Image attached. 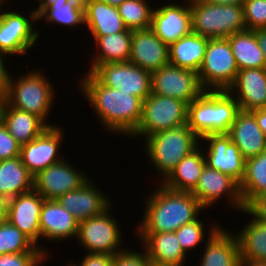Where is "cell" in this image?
<instances>
[{
    "instance_id": "6da1fadb",
    "label": "cell",
    "mask_w": 266,
    "mask_h": 266,
    "mask_svg": "<svg viewBox=\"0 0 266 266\" xmlns=\"http://www.w3.org/2000/svg\"><path fill=\"white\" fill-rule=\"evenodd\" d=\"M78 89L106 132L130 137L140 122L143 100L103 85L91 72L80 77Z\"/></svg>"
},
{
    "instance_id": "7a4b0ae2",
    "label": "cell",
    "mask_w": 266,
    "mask_h": 266,
    "mask_svg": "<svg viewBox=\"0 0 266 266\" xmlns=\"http://www.w3.org/2000/svg\"><path fill=\"white\" fill-rule=\"evenodd\" d=\"M146 194L136 232H175L196 220L205 209L191 192L175 191L159 183Z\"/></svg>"
},
{
    "instance_id": "3957f363",
    "label": "cell",
    "mask_w": 266,
    "mask_h": 266,
    "mask_svg": "<svg viewBox=\"0 0 266 266\" xmlns=\"http://www.w3.org/2000/svg\"><path fill=\"white\" fill-rule=\"evenodd\" d=\"M37 69V70H36ZM8 71L6 85L3 90L4 101L14 108L27 111L41 118L48 126H56L48 121L51 110L55 106L56 93L49 77L42 68H35L19 76ZM45 73V74H44ZM21 75V76H20ZM50 116V117H48Z\"/></svg>"
},
{
    "instance_id": "277c9868",
    "label": "cell",
    "mask_w": 266,
    "mask_h": 266,
    "mask_svg": "<svg viewBox=\"0 0 266 266\" xmlns=\"http://www.w3.org/2000/svg\"><path fill=\"white\" fill-rule=\"evenodd\" d=\"M239 104L227 90H204L187 106V125L201 139L228 134Z\"/></svg>"
},
{
    "instance_id": "5b68a950",
    "label": "cell",
    "mask_w": 266,
    "mask_h": 266,
    "mask_svg": "<svg viewBox=\"0 0 266 266\" xmlns=\"http://www.w3.org/2000/svg\"><path fill=\"white\" fill-rule=\"evenodd\" d=\"M200 138L188 127L187 123L178 127L157 132L144 138L143 149L162 183L176 165L195 150ZM161 178V179H160Z\"/></svg>"
},
{
    "instance_id": "8992f818",
    "label": "cell",
    "mask_w": 266,
    "mask_h": 266,
    "mask_svg": "<svg viewBox=\"0 0 266 266\" xmlns=\"http://www.w3.org/2000/svg\"><path fill=\"white\" fill-rule=\"evenodd\" d=\"M192 32L208 39L228 38L247 30L243 6L190 0Z\"/></svg>"
},
{
    "instance_id": "52a82bcc",
    "label": "cell",
    "mask_w": 266,
    "mask_h": 266,
    "mask_svg": "<svg viewBox=\"0 0 266 266\" xmlns=\"http://www.w3.org/2000/svg\"><path fill=\"white\" fill-rule=\"evenodd\" d=\"M7 2L0 4V53L9 60L13 55L28 56V50L37 46L40 31L35 27L38 20L33 9L26 15L18 9L5 10Z\"/></svg>"
},
{
    "instance_id": "ba28073f",
    "label": "cell",
    "mask_w": 266,
    "mask_h": 266,
    "mask_svg": "<svg viewBox=\"0 0 266 266\" xmlns=\"http://www.w3.org/2000/svg\"><path fill=\"white\" fill-rule=\"evenodd\" d=\"M111 205L101 215L79 222L76 239L85 253L115 255L126 248L120 223L114 218ZM111 212V213H110ZM122 239V240H121Z\"/></svg>"
},
{
    "instance_id": "9c48e42d",
    "label": "cell",
    "mask_w": 266,
    "mask_h": 266,
    "mask_svg": "<svg viewBox=\"0 0 266 266\" xmlns=\"http://www.w3.org/2000/svg\"><path fill=\"white\" fill-rule=\"evenodd\" d=\"M187 104L173 97L151 93L143 100L138 127L129 138H145L187 123Z\"/></svg>"
},
{
    "instance_id": "30bf717a",
    "label": "cell",
    "mask_w": 266,
    "mask_h": 266,
    "mask_svg": "<svg viewBox=\"0 0 266 266\" xmlns=\"http://www.w3.org/2000/svg\"><path fill=\"white\" fill-rule=\"evenodd\" d=\"M239 69L227 38L209 39L203 63L198 70L204 90H227Z\"/></svg>"
},
{
    "instance_id": "8fae6325",
    "label": "cell",
    "mask_w": 266,
    "mask_h": 266,
    "mask_svg": "<svg viewBox=\"0 0 266 266\" xmlns=\"http://www.w3.org/2000/svg\"><path fill=\"white\" fill-rule=\"evenodd\" d=\"M204 89L198 73L168 63L151 73V93L173 97L189 105Z\"/></svg>"
},
{
    "instance_id": "7c38bea8",
    "label": "cell",
    "mask_w": 266,
    "mask_h": 266,
    "mask_svg": "<svg viewBox=\"0 0 266 266\" xmlns=\"http://www.w3.org/2000/svg\"><path fill=\"white\" fill-rule=\"evenodd\" d=\"M204 209L214 207L224 198L232 211L240 212L245 208L239 183L229 175L205 165L196 188L191 192ZM221 199V200H220Z\"/></svg>"
},
{
    "instance_id": "4fadbf2b",
    "label": "cell",
    "mask_w": 266,
    "mask_h": 266,
    "mask_svg": "<svg viewBox=\"0 0 266 266\" xmlns=\"http://www.w3.org/2000/svg\"><path fill=\"white\" fill-rule=\"evenodd\" d=\"M92 74L103 85L142 100L151 94V73L129 61L99 65Z\"/></svg>"
},
{
    "instance_id": "5bb4252c",
    "label": "cell",
    "mask_w": 266,
    "mask_h": 266,
    "mask_svg": "<svg viewBox=\"0 0 266 266\" xmlns=\"http://www.w3.org/2000/svg\"><path fill=\"white\" fill-rule=\"evenodd\" d=\"M68 158L38 172L33 178V189L44 199H58L67 192L79 189L91 177L79 170Z\"/></svg>"
},
{
    "instance_id": "9a60e30c",
    "label": "cell",
    "mask_w": 266,
    "mask_h": 266,
    "mask_svg": "<svg viewBox=\"0 0 266 266\" xmlns=\"http://www.w3.org/2000/svg\"><path fill=\"white\" fill-rule=\"evenodd\" d=\"M64 138L62 126L47 127L37 138L21 146L23 165L35 176L41 170L63 160L65 157L60 150H63L61 145Z\"/></svg>"
},
{
    "instance_id": "2e32d148",
    "label": "cell",
    "mask_w": 266,
    "mask_h": 266,
    "mask_svg": "<svg viewBox=\"0 0 266 266\" xmlns=\"http://www.w3.org/2000/svg\"><path fill=\"white\" fill-rule=\"evenodd\" d=\"M199 145L202 146L206 165L241 183L246 159L228 134L205 135L200 139ZM203 146L206 147L203 148Z\"/></svg>"
},
{
    "instance_id": "e0dca14e",
    "label": "cell",
    "mask_w": 266,
    "mask_h": 266,
    "mask_svg": "<svg viewBox=\"0 0 266 266\" xmlns=\"http://www.w3.org/2000/svg\"><path fill=\"white\" fill-rule=\"evenodd\" d=\"M183 1H165L153 10L151 29L168 46L192 32L190 0Z\"/></svg>"
},
{
    "instance_id": "ac0fdd59",
    "label": "cell",
    "mask_w": 266,
    "mask_h": 266,
    "mask_svg": "<svg viewBox=\"0 0 266 266\" xmlns=\"http://www.w3.org/2000/svg\"><path fill=\"white\" fill-rule=\"evenodd\" d=\"M44 200L34 189L10 198L8 221L28 236L49 257V249L45 248L46 244L42 245L40 241L39 219Z\"/></svg>"
},
{
    "instance_id": "d6986e66",
    "label": "cell",
    "mask_w": 266,
    "mask_h": 266,
    "mask_svg": "<svg viewBox=\"0 0 266 266\" xmlns=\"http://www.w3.org/2000/svg\"><path fill=\"white\" fill-rule=\"evenodd\" d=\"M95 185V182H92V178H90L79 189L67 192L56 200L78 222L101 215L113 204L108 193Z\"/></svg>"
},
{
    "instance_id": "ffe728a7",
    "label": "cell",
    "mask_w": 266,
    "mask_h": 266,
    "mask_svg": "<svg viewBox=\"0 0 266 266\" xmlns=\"http://www.w3.org/2000/svg\"><path fill=\"white\" fill-rule=\"evenodd\" d=\"M129 62L152 73L169 63V46L151 28L132 30Z\"/></svg>"
},
{
    "instance_id": "44dd1931",
    "label": "cell",
    "mask_w": 266,
    "mask_h": 266,
    "mask_svg": "<svg viewBox=\"0 0 266 266\" xmlns=\"http://www.w3.org/2000/svg\"><path fill=\"white\" fill-rule=\"evenodd\" d=\"M39 222L40 240L58 243L77 236L79 222L57 200H44Z\"/></svg>"
},
{
    "instance_id": "7402d4cb",
    "label": "cell",
    "mask_w": 266,
    "mask_h": 266,
    "mask_svg": "<svg viewBox=\"0 0 266 266\" xmlns=\"http://www.w3.org/2000/svg\"><path fill=\"white\" fill-rule=\"evenodd\" d=\"M227 91L239 104V109H262L266 101V68L239 70Z\"/></svg>"
},
{
    "instance_id": "603a6c76",
    "label": "cell",
    "mask_w": 266,
    "mask_h": 266,
    "mask_svg": "<svg viewBox=\"0 0 266 266\" xmlns=\"http://www.w3.org/2000/svg\"><path fill=\"white\" fill-rule=\"evenodd\" d=\"M140 240L138 246L146 251L148 259L155 264L184 266L188 255L183 251L175 232H135Z\"/></svg>"
},
{
    "instance_id": "cb8c5ba5",
    "label": "cell",
    "mask_w": 266,
    "mask_h": 266,
    "mask_svg": "<svg viewBox=\"0 0 266 266\" xmlns=\"http://www.w3.org/2000/svg\"><path fill=\"white\" fill-rule=\"evenodd\" d=\"M228 135L245 159L266 150V136L257 124L253 111L239 110Z\"/></svg>"
},
{
    "instance_id": "d4e9b609",
    "label": "cell",
    "mask_w": 266,
    "mask_h": 266,
    "mask_svg": "<svg viewBox=\"0 0 266 266\" xmlns=\"http://www.w3.org/2000/svg\"><path fill=\"white\" fill-rule=\"evenodd\" d=\"M201 252L199 266H238L240 261L236 235L220 226L206 240Z\"/></svg>"
},
{
    "instance_id": "484cf974",
    "label": "cell",
    "mask_w": 266,
    "mask_h": 266,
    "mask_svg": "<svg viewBox=\"0 0 266 266\" xmlns=\"http://www.w3.org/2000/svg\"><path fill=\"white\" fill-rule=\"evenodd\" d=\"M96 44L95 54L91 55L89 70L93 72L99 65L115 62H128L130 57L132 30L109 34L107 36H92Z\"/></svg>"
},
{
    "instance_id": "4316f807",
    "label": "cell",
    "mask_w": 266,
    "mask_h": 266,
    "mask_svg": "<svg viewBox=\"0 0 266 266\" xmlns=\"http://www.w3.org/2000/svg\"><path fill=\"white\" fill-rule=\"evenodd\" d=\"M1 121L21 146L37 138L49 127L37 115L9 106L5 101L1 109Z\"/></svg>"
},
{
    "instance_id": "83f0119b",
    "label": "cell",
    "mask_w": 266,
    "mask_h": 266,
    "mask_svg": "<svg viewBox=\"0 0 266 266\" xmlns=\"http://www.w3.org/2000/svg\"><path fill=\"white\" fill-rule=\"evenodd\" d=\"M205 165V155L199 145L176 165L161 184L171 190L192 192L199 182Z\"/></svg>"
},
{
    "instance_id": "f1b7e54d",
    "label": "cell",
    "mask_w": 266,
    "mask_h": 266,
    "mask_svg": "<svg viewBox=\"0 0 266 266\" xmlns=\"http://www.w3.org/2000/svg\"><path fill=\"white\" fill-rule=\"evenodd\" d=\"M84 16V26L90 36H107L127 29L118 8L99 0H91L87 4Z\"/></svg>"
},
{
    "instance_id": "f546056e",
    "label": "cell",
    "mask_w": 266,
    "mask_h": 266,
    "mask_svg": "<svg viewBox=\"0 0 266 266\" xmlns=\"http://www.w3.org/2000/svg\"><path fill=\"white\" fill-rule=\"evenodd\" d=\"M240 213L252 217L240 231L234 230L240 258L266 262V222L255 219L245 208Z\"/></svg>"
},
{
    "instance_id": "4dcf8cb0",
    "label": "cell",
    "mask_w": 266,
    "mask_h": 266,
    "mask_svg": "<svg viewBox=\"0 0 266 266\" xmlns=\"http://www.w3.org/2000/svg\"><path fill=\"white\" fill-rule=\"evenodd\" d=\"M208 38L194 32L169 46V63L198 73L206 53Z\"/></svg>"
},
{
    "instance_id": "1f68e13d",
    "label": "cell",
    "mask_w": 266,
    "mask_h": 266,
    "mask_svg": "<svg viewBox=\"0 0 266 266\" xmlns=\"http://www.w3.org/2000/svg\"><path fill=\"white\" fill-rule=\"evenodd\" d=\"M33 178L20 156L0 160V196L10 199L33 190Z\"/></svg>"
},
{
    "instance_id": "d6a6232c",
    "label": "cell",
    "mask_w": 266,
    "mask_h": 266,
    "mask_svg": "<svg viewBox=\"0 0 266 266\" xmlns=\"http://www.w3.org/2000/svg\"><path fill=\"white\" fill-rule=\"evenodd\" d=\"M227 39L239 70L266 68V61L254 31L237 32Z\"/></svg>"
},
{
    "instance_id": "836d02e7",
    "label": "cell",
    "mask_w": 266,
    "mask_h": 266,
    "mask_svg": "<svg viewBox=\"0 0 266 266\" xmlns=\"http://www.w3.org/2000/svg\"><path fill=\"white\" fill-rule=\"evenodd\" d=\"M239 187L244 207L255 196L266 192V150L246 159L245 173Z\"/></svg>"
},
{
    "instance_id": "e575fe53",
    "label": "cell",
    "mask_w": 266,
    "mask_h": 266,
    "mask_svg": "<svg viewBox=\"0 0 266 266\" xmlns=\"http://www.w3.org/2000/svg\"><path fill=\"white\" fill-rule=\"evenodd\" d=\"M213 220L216 222L212 221L211 223L210 221L208 224L209 228H207L208 232L206 231V227L208 226L205 225V220L203 221L200 216L196 220L183 225L175 231L177 240L187 255L188 251L189 254H191L190 252H192L194 249L197 250L199 245L205 244V239H209L212 234H214V232L221 226V224L218 223L215 218H213Z\"/></svg>"
},
{
    "instance_id": "d590c367",
    "label": "cell",
    "mask_w": 266,
    "mask_h": 266,
    "mask_svg": "<svg viewBox=\"0 0 266 266\" xmlns=\"http://www.w3.org/2000/svg\"><path fill=\"white\" fill-rule=\"evenodd\" d=\"M150 2L147 0H125L117 7L127 29L151 28L153 10L156 5L151 7Z\"/></svg>"
},
{
    "instance_id": "8d00e7d4",
    "label": "cell",
    "mask_w": 266,
    "mask_h": 266,
    "mask_svg": "<svg viewBox=\"0 0 266 266\" xmlns=\"http://www.w3.org/2000/svg\"><path fill=\"white\" fill-rule=\"evenodd\" d=\"M38 22L44 20L46 25H61L69 29L78 26L85 27V16L82 10L71 7L68 2L60 4H51L45 8L38 16Z\"/></svg>"
},
{
    "instance_id": "74e56055",
    "label": "cell",
    "mask_w": 266,
    "mask_h": 266,
    "mask_svg": "<svg viewBox=\"0 0 266 266\" xmlns=\"http://www.w3.org/2000/svg\"><path fill=\"white\" fill-rule=\"evenodd\" d=\"M23 252L43 251L9 221L0 224V255Z\"/></svg>"
},
{
    "instance_id": "f35d334b",
    "label": "cell",
    "mask_w": 266,
    "mask_h": 266,
    "mask_svg": "<svg viewBox=\"0 0 266 266\" xmlns=\"http://www.w3.org/2000/svg\"><path fill=\"white\" fill-rule=\"evenodd\" d=\"M243 13L247 30L266 28V0H246Z\"/></svg>"
},
{
    "instance_id": "ab89813d",
    "label": "cell",
    "mask_w": 266,
    "mask_h": 266,
    "mask_svg": "<svg viewBox=\"0 0 266 266\" xmlns=\"http://www.w3.org/2000/svg\"><path fill=\"white\" fill-rule=\"evenodd\" d=\"M48 256L44 252H23L0 255V266H43Z\"/></svg>"
},
{
    "instance_id": "60d3db41",
    "label": "cell",
    "mask_w": 266,
    "mask_h": 266,
    "mask_svg": "<svg viewBox=\"0 0 266 266\" xmlns=\"http://www.w3.org/2000/svg\"><path fill=\"white\" fill-rule=\"evenodd\" d=\"M127 249L113 256V266H151L146 251L140 246V250Z\"/></svg>"
},
{
    "instance_id": "b9f144b4",
    "label": "cell",
    "mask_w": 266,
    "mask_h": 266,
    "mask_svg": "<svg viewBox=\"0 0 266 266\" xmlns=\"http://www.w3.org/2000/svg\"><path fill=\"white\" fill-rule=\"evenodd\" d=\"M21 145L8 132L6 126L0 120V160H6L20 156Z\"/></svg>"
},
{
    "instance_id": "7bdbcfd3",
    "label": "cell",
    "mask_w": 266,
    "mask_h": 266,
    "mask_svg": "<svg viewBox=\"0 0 266 266\" xmlns=\"http://www.w3.org/2000/svg\"><path fill=\"white\" fill-rule=\"evenodd\" d=\"M81 261L76 263L70 261L68 266H113V255L98 254V253H85Z\"/></svg>"
},
{
    "instance_id": "ee69618b",
    "label": "cell",
    "mask_w": 266,
    "mask_h": 266,
    "mask_svg": "<svg viewBox=\"0 0 266 266\" xmlns=\"http://www.w3.org/2000/svg\"><path fill=\"white\" fill-rule=\"evenodd\" d=\"M245 209L258 220L266 222V192L255 196L246 206Z\"/></svg>"
},
{
    "instance_id": "f6af8a7d",
    "label": "cell",
    "mask_w": 266,
    "mask_h": 266,
    "mask_svg": "<svg viewBox=\"0 0 266 266\" xmlns=\"http://www.w3.org/2000/svg\"><path fill=\"white\" fill-rule=\"evenodd\" d=\"M9 62L7 59L0 53V90H4L5 85H6V78L8 74V68Z\"/></svg>"
},
{
    "instance_id": "bcb514c9",
    "label": "cell",
    "mask_w": 266,
    "mask_h": 266,
    "mask_svg": "<svg viewBox=\"0 0 266 266\" xmlns=\"http://www.w3.org/2000/svg\"><path fill=\"white\" fill-rule=\"evenodd\" d=\"M254 116L258 126L266 136V109L262 108L254 110Z\"/></svg>"
},
{
    "instance_id": "7dc6e473",
    "label": "cell",
    "mask_w": 266,
    "mask_h": 266,
    "mask_svg": "<svg viewBox=\"0 0 266 266\" xmlns=\"http://www.w3.org/2000/svg\"><path fill=\"white\" fill-rule=\"evenodd\" d=\"M8 205L9 199L0 196V224L8 221Z\"/></svg>"
},
{
    "instance_id": "c3c4849f",
    "label": "cell",
    "mask_w": 266,
    "mask_h": 266,
    "mask_svg": "<svg viewBox=\"0 0 266 266\" xmlns=\"http://www.w3.org/2000/svg\"><path fill=\"white\" fill-rule=\"evenodd\" d=\"M38 6L34 8L36 15L38 16L45 8L49 7L51 4L67 3V0H37Z\"/></svg>"
},
{
    "instance_id": "681fc988",
    "label": "cell",
    "mask_w": 266,
    "mask_h": 266,
    "mask_svg": "<svg viewBox=\"0 0 266 266\" xmlns=\"http://www.w3.org/2000/svg\"><path fill=\"white\" fill-rule=\"evenodd\" d=\"M256 33V37L259 43V47L261 48L264 59L266 61V28L258 29L254 31Z\"/></svg>"
},
{
    "instance_id": "f907efd6",
    "label": "cell",
    "mask_w": 266,
    "mask_h": 266,
    "mask_svg": "<svg viewBox=\"0 0 266 266\" xmlns=\"http://www.w3.org/2000/svg\"><path fill=\"white\" fill-rule=\"evenodd\" d=\"M211 4H221V5H238L243 6L246 0H204Z\"/></svg>"
},
{
    "instance_id": "816d5d0a",
    "label": "cell",
    "mask_w": 266,
    "mask_h": 266,
    "mask_svg": "<svg viewBox=\"0 0 266 266\" xmlns=\"http://www.w3.org/2000/svg\"><path fill=\"white\" fill-rule=\"evenodd\" d=\"M91 0H67L68 4L71 7H74L76 9L82 10L84 13L86 11L87 8V4L90 2Z\"/></svg>"
},
{
    "instance_id": "f5cc1de1",
    "label": "cell",
    "mask_w": 266,
    "mask_h": 266,
    "mask_svg": "<svg viewBox=\"0 0 266 266\" xmlns=\"http://www.w3.org/2000/svg\"><path fill=\"white\" fill-rule=\"evenodd\" d=\"M238 266H266V262L257 260H246L240 258Z\"/></svg>"
},
{
    "instance_id": "db71d44e",
    "label": "cell",
    "mask_w": 266,
    "mask_h": 266,
    "mask_svg": "<svg viewBox=\"0 0 266 266\" xmlns=\"http://www.w3.org/2000/svg\"><path fill=\"white\" fill-rule=\"evenodd\" d=\"M99 1L105 2V3H107L108 5H111V6H116V7H118V6L121 5L125 0H99Z\"/></svg>"
},
{
    "instance_id": "11a10c76",
    "label": "cell",
    "mask_w": 266,
    "mask_h": 266,
    "mask_svg": "<svg viewBox=\"0 0 266 266\" xmlns=\"http://www.w3.org/2000/svg\"><path fill=\"white\" fill-rule=\"evenodd\" d=\"M4 103V92L3 90H0V120H1V109Z\"/></svg>"
},
{
    "instance_id": "9f6ffc18",
    "label": "cell",
    "mask_w": 266,
    "mask_h": 266,
    "mask_svg": "<svg viewBox=\"0 0 266 266\" xmlns=\"http://www.w3.org/2000/svg\"><path fill=\"white\" fill-rule=\"evenodd\" d=\"M151 266H174V265H164V264L151 263Z\"/></svg>"
}]
</instances>
